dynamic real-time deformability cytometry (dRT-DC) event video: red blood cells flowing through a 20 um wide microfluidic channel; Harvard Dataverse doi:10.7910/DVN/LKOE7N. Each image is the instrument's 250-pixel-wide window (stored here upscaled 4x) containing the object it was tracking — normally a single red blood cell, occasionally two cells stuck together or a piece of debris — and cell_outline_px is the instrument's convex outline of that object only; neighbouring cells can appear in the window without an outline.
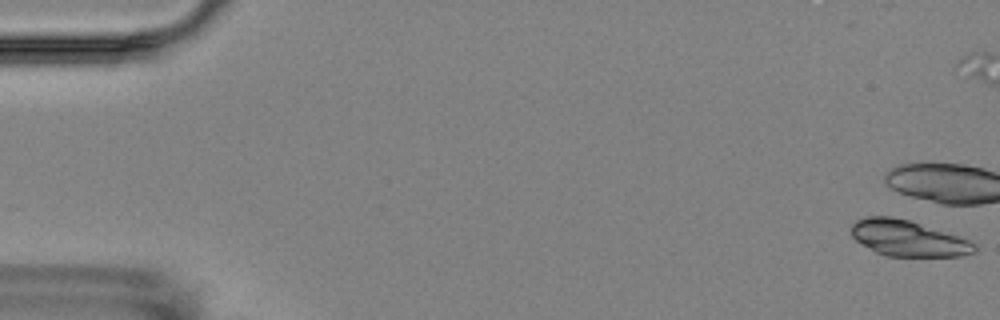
{"species": "Egyptian fruit bat (a non-hibernating species)", "species_latin": "Rousettus aegyptiacus", "temperature_condition": "room temperature", "stored_images_in_passage": 3, "camera_frame_rate_fps": 3000, "um_per_image_px": 0.085, "animal": {"sex": "female"}, "frame": {"image": 1, "passage_image": 1, "time_ms": 0.0, "image_size_px": [1000, 320], "cell_outline_px": [[976, 252], [960, 256], [884, 256], [876, 252], [856, 240], [852, 236], [852, 224], [856, 220], [868, 216], [892, 216], [908, 220], [968, 240], [976, 244]], "centroid_in_image_um": [77.16, 20.26], "position_along_channel_um": 7.8, "area_um2": 25.37}}